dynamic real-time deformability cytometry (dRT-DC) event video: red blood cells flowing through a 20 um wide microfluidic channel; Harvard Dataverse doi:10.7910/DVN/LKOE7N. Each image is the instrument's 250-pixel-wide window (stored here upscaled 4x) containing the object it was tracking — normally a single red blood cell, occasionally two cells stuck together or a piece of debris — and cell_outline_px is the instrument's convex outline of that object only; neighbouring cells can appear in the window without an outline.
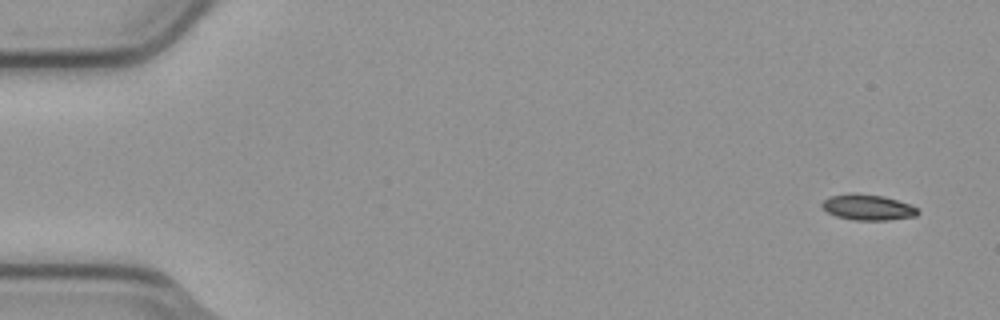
{"species": "common noctule bat (a hibernating species)", "species_latin": "Nyctalus noctula", "temperature_condition": "cold", "stored_images_in_passage": 5, "camera_frame_rate_fps": 3000, "um_per_image_px": 0.085, "animal": {"sex": "male", "body_mass_g": 23.1, "forearm_length_mm": 52.7}, "frame": {"image": 1, "passage_image": 1, "time_ms": 0.0, "image_size_px": [1000, 320], "cell_outline_px": [[920, 212], [916, 216], [888, 220], [856, 220], [836, 216], [828, 212], [820, 204], [828, 196], [884, 196], [912, 204]], "centroid_in_image_um": [73.84, 17.67], "position_along_channel_um": 11.2, "area_um2": 13.7}}
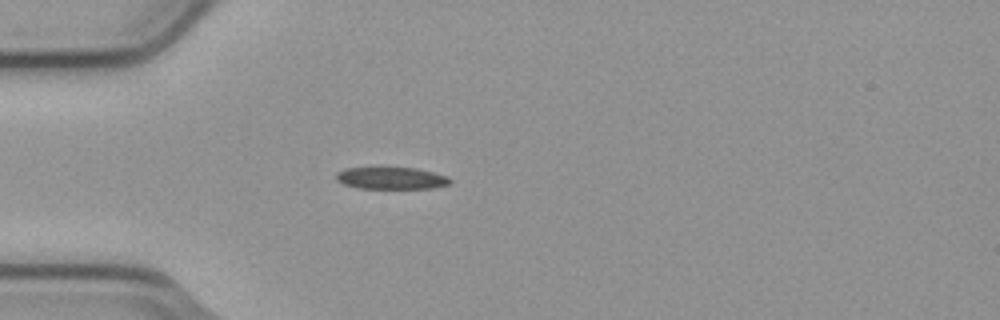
{"frame": {"image": 2, "passage_image": 4, "time_ms": 1.0, "image_size_px": [1000, 320], "cell_outline_px": [[452, 180], [448, 184], [432, 188], [360, 188], [344, 184], [336, 180], [336, 172], [344, 168], [416, 168], [448, 176]], "centroid_in_image_um": [33.24, 15.14], "position_along_channel_um": 51.8, "area_um2": 14.45}}